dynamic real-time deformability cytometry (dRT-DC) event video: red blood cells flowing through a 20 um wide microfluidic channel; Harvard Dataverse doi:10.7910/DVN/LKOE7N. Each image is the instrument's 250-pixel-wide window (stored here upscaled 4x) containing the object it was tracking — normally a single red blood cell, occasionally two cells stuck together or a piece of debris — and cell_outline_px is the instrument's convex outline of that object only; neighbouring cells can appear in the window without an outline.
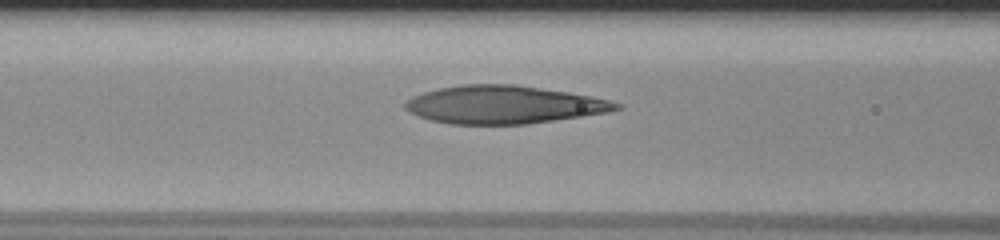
{"species": "human", "species_latin": "Homo sapiens", "temperature_condition": "room temperature", "stored_images_in_passage": 34, "camera_frame_rate_fps": 3000, "um_per_image_px": 0.085, "donor": {"sex": "male"}, "frame": {"image": 1, "passage_image": 10, "time_ms": 3.0, "image_size_px": [1000, 240], "cell_outline_px": [[624, 108], [608, 112], [528, 124], [448, 124], [432, 120], [408, 112], [404, 108], [404, 104], [412, 96], [424, 92], [440, 88], [460, 84], [516, 84], [568, 92], [608, 100], [624, 104]], "centroid_in_image_um": [42.82, 8.89], "position_along_channel_um": 123.8, "area_um2": 46.64}}
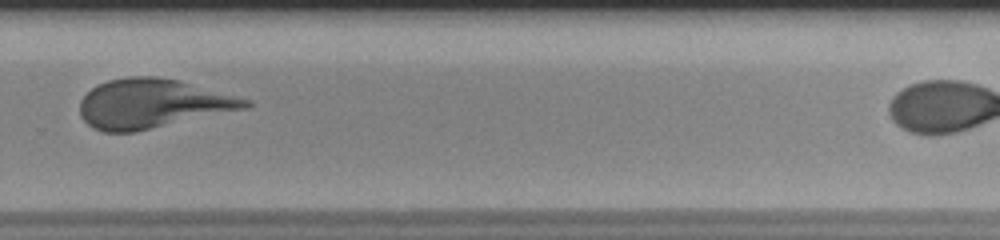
{"frame": {"image": 2, "passage_image": 25, "time_ms": 8.0, "image_size_px": [1000, 240], "cell_outline_px": [[252, 104], [248, 108], [136, 132], [104, 132], [92, 128], [80, 116], [80, 100], [92, 88], [108, 80], [128, 76], [156, 76], [176, 80], [252, 100]], "centroid_in_image_um": [12.94, 8.82], "position_along_channel_um": 316.9, "area_um2": 47.34}}
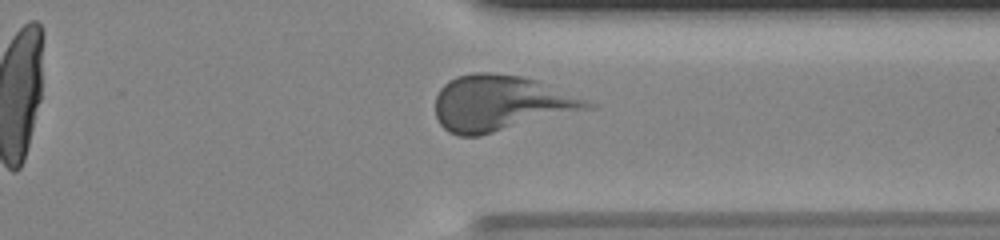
{"frame": {"image": 3, "passage_image": 29, "time_ms": 9.333, "image_size_px": [1000, 240], "cell_outline_px": [[600, 104], [596, 108], [480, 136], [460, 136], [448, 132], [440, 124], [436, 116], [436, 96], [440, 88], [448, 80], [456, 76], [472, 72], [492, 72], [520, 76], [536, 80]], "centroid_in_image_um": [42.6, 8.78], "position_along_channel_um": 368.8, "area_um2": 49.94}}